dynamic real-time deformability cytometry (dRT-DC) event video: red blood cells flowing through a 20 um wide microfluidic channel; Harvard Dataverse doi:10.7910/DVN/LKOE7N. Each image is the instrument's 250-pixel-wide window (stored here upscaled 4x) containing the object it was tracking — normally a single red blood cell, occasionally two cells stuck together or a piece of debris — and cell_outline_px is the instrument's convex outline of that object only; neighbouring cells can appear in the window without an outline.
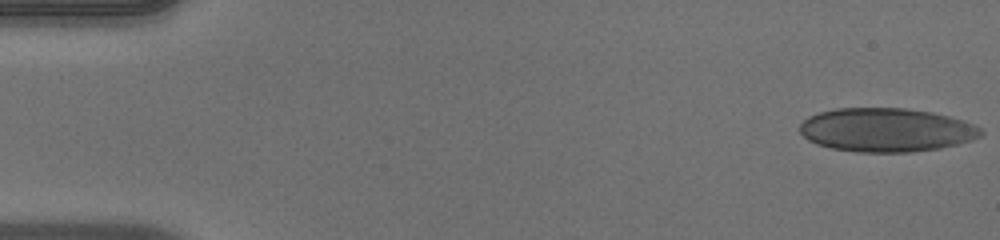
{"species": "human", "species_latin": "Homo sapiens", "temperature_condition": "warm", "stored_images_in_passage": 51, "camera_frame_rate_fps": 3000, "um_per_image_px": 0.085, "donor": {"sex": "male"}, "frame": {"image": 1, "passage_image": 1, "time_ms": 0.0, "image_size_px": [1000, 240], "cell_outline_px": [[984, 132], [980, 136], [972, 140], [940, 148], [908, 152], [856, 152], [832, 148], [816, 144], [808, 140], [800, 132], [800, 124], [808, 116], [820, 112], [836, 108], [904, 108], [932, 112], [948, 116], [972, 124], [980, 128]], "centroid_in_image_um": [75.3, 11.04], "position_along_channel_um": 9.7, "area_um2": 46.01}}
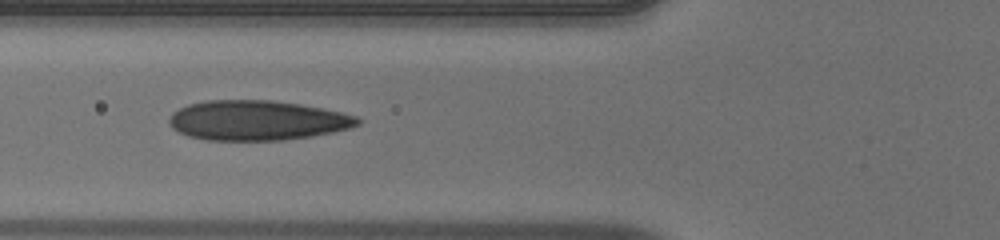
{"frame": {"image": 2, "passage_image": 19, "time_ms": 6.0, "image_size_px": [1000, 240], "cell_outline_px": [[360, 124], [348, 128], [332, 132], [312, 136], [284, 140], [208, 140], [188, 136], [172, 128], [168, 124], [168, 120], [172, 112], [188, 104], [208, 100], [272, 100], [300, 104], [324, 108], [356, 116], [360, 120]], "centroid_in_image_um": [21.83, 10.23], "position_along_channel_um": 104.0, "area_um2": 43.81}}
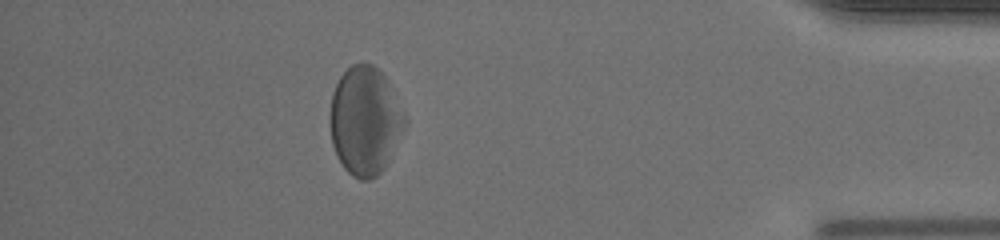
{"frame": {"image": 3, "passage_image": 45, "time_ms": 14.667, "image_size_px": [1000, 240], "cell_outline_px": [[408, 120], [384, 168], [372, 180], [360, 180], [352, 176], [344, 168], [332, 144], [328, 124], [328, 120], [332, 92], [340, 76], [352, 64], [372, 64], [384, 76]], "centroid_in_image_um": [30.99, 10.28], "position_along_channel_um": 404.2, "area_um2": 46.99}, "authors_computed_cell_mechanics": {"area_um2": 44.5638, "velocity_mm_per_s": 3.9803, "shape_relaxation_time_tau1_ms": 7.9796, "shape_relaxation_time_tau2_ms": 1.3817, "deformation_change_tau1": 0.2083, "deformation_change_tau2": 0.0725}}